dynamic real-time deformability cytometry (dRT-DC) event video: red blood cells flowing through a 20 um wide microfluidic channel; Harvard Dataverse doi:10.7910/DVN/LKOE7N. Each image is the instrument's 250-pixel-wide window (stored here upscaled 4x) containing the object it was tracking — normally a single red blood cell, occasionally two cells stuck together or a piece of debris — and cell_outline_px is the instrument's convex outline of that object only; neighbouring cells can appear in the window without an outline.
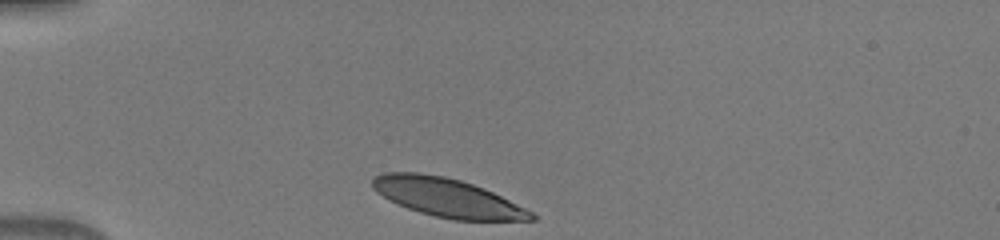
{"species": "human", "species_latin": "Homo sapiens", "temperature_condition": "warm", "stored_images_in_passage": 32, "camera_frame_rate_fps": 3000, "um_per_image_px": 0.085, "donor": {"sex": "male"}, "frame": {"image": 1, "passage_image": 1, "time_ms": 0.0, "image_size_px": [1000, 240], "cell_outline_px": [[536, 220], [452, 220], [420, 212], [408, 208], [376, 192], [372, 188], [372, 180], [376, 176], [384, 172], [420, 172], [444, 176], [460, 180], [484, 188], [532, 212], [536, 216]], "centroid_in_image_um": [38.0, 16.78], "position_along_channel_um": 47.0, "area_um2": 35.26}}
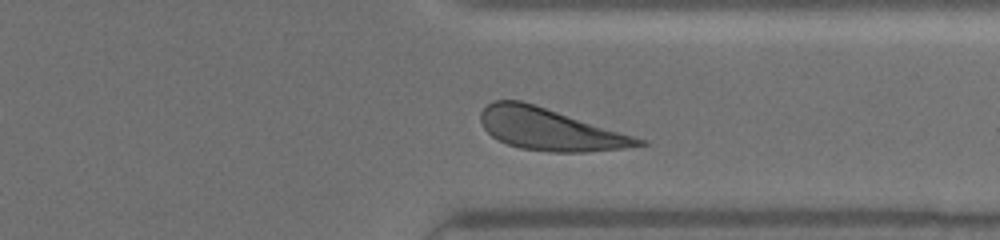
{"frame": {"image": 2, "passage_image": 27, "time_ms": 8.667, "image_size_px": [1000, 240], "cell_outline_px": [[648, 144], [624, 148], [584, 152], [548, 152], [520, 148], [508, 144], [492, 136], [484, 128], [480, 120], [480, 112], [492, 100], [520, 100], [648, 140]], "centroid_in_image_um": [46.74, 11.0], "position_along_channel_um": 364.7, "area_um2": 38.21}}
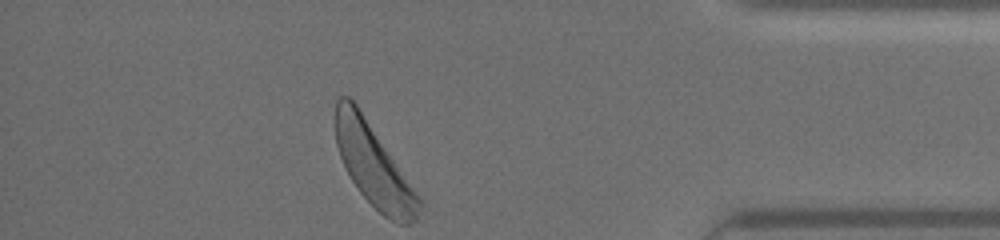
{"frame": {"image": 3, "passage_image": 32, "time_ms": 10.333, "image_size_px": [1000, 240], "cell_outline_px": [[424, 200], [416, 220], [408, 224], [400, 224], [384, 216], [360, 192], [352, 180], [340, 156], [336, 144], [336, 100], [340, 96], [348, 96], [356, 104]], "centroid_in_image_um": [31.81, 14.09], "position_along_channel_um": 403.4, "area_um2": 39.54}}